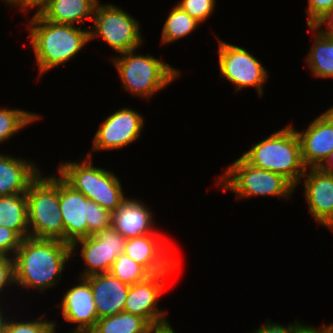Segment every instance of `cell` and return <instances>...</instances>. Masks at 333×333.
I'll return each instance as SVG.
<instances>
[{
	"label": "cell",
	"mask_w": 333,
	"mask_h": 333,
	"mask_svg": "<svg viewBox=\"0 0 333 333\" xmlns=\"http://www.w3.org/2000/svg\"><path fill=\"white\" fill-rule=\"evenodd\" d=\"M92 289L98 319L124 312L130 285L109 272L86 277Z\"/></svg>",
	"instance_id": "cell-19"
},
{
	"label": "cell",
	"mask_w": 333,
	"mask_h": 333,
	"mask_svg": "<svg viewBox=\"0 0 333 333\" xmlns=\"http://www.w3.org/2000/svg\"><path fill=\"white\" fill-rule=\"evenodd\" d=\"M137 50L116 54L111 62L119 74L122 89L149 101L158 91L179 80L177 78L181 72L162 59L149 54H138Z\"/></svg>",
	"instance_id": "cell-4"
},
{
	"label": "cell",
	"mask_w": 333,
	"mask_h": 333,
	"mask_svg": "<svg viewBox=\"0 0 333 333\" xmlns=\"http://www.w3.org/2000/svg\"><path fill=\"white\" fill-rule=\"evenodd\" d=\"M321 115L331 124L333 128V106L328 108L325 112L321 113Z\"/></svg>",
	"instance_id": "cell-40"
},
{
	"label": "cell",
	"mask_w": 333,
	"mask_h": 333,
	"mask_svg": "<svg viewBox=\"0 0 333 333\" xmlns=\"http://www.w3.org/2000/svg\"><path fill=\"white\" fill-rule=\"evenodd\" d=\"M304 186V197L313 220L333 232V172L319 167L306 169L300 184Z\"/></svg>",
	"instance_id": "cell-15"
},
{
	"label": "cell",
	"mask_w": 333,
	"mask_h": 333,
	"mask_svg": "<svg viewBox=\"0 0 333 333\" xmlns=\"http://www.w3.org/2000/svg\"><path fill=\"white\" fill-rule=\"evenodd\" d=\"M13 258L15 287L41 291L42 294L61 281L66 264L72 259L71 244L27 237L22 240Z\"/></svg>",
	"instance_id": "cell-1"
},
{
	"label": "cell",
	"mask_w": 333,
	"mask_h": 333,
	"mask_svg": "<svg viewBox=\"0 0 333 333\" xmlns=\"http://www.w3.org/2000/svg\"><path fill=\"white\" fill-rule=\"evenodd\" d=\"M92 140V151L87 157L93 158L94 151L120 150L137 141L145 126V118L137 110L122 107L110 113L99 123Z\"/></svg>",
	"instance_id": "cell-12"
},
{
	"label": "cell",
	"mask_w": 333,
	"mask_h": 333,
	"mask_svg": "<svg viewBox=\"0 0 333 333\" xmlns=\"http://www.w3.org/2000/svg\"><path fill=\"white\" fill-rule=\"evenodd\" d=\"M163 235V233L147 234L127 238L124 253L141 264L151 275L174 273L180 267V260L174 258L177 255L174 252L177 251L172 248V242L168 241L167 236Z\"/></svg>",
	"instance_id": "cell-13"
},
{
	"label": "cell",
	"mask_w": 333,
	"mask_h": 333,
	"mask_svg": "<svg viewBox=\"0 0 333 333\" xmlns=\"http://www.w3.org/2000/svg\"><path fill=\"white\" fill-rule=\"evenodd\" d=\"M46 313L37 319H18L11 314L8 320L7 333H53L57 329V322L45 319ZM14 317V318H13Z\"/></svg>",
	"instance_id": "cell-28"
},
{
	"label": "cell",
	"mask_w": 333,
	"mask_h": 333,
	"mask_svg": "<svg viewBox=\"0 0 333 333\" xmlns=\"http://www.w3.org/2000/svg\"><path fill=\"white\" fill-rule=\"evenodd\" d=\"M59 205L64 242L95 235L112 226V213L71 187L59 175Z\"/></svg>",
	"instance_id": "cell-8"
},
{
	"label": "cell",
	"mask_w": 333,
	"mask_h": 333,
	"mask_svg": "<svg viewBox=\"0 0 333 333\" xmlns=\"http://www.w3.org/2000/svg\"><path fill=\"white\" fill-rule=\"evenodd\" d=\"M300 322L299 318H296L293 323H288L287 325L280 324L279 322H273L266 319V322L261 324L257 329L250 333H296V330L303 324Z\"/></svg>",
	"instance_id": "cell-33"
},
{
	"label": "cell",
	"mask_w": 333,
	"mask_h": 333,
	"mask_svg": "<svg viewBox=\"0 0 333 333\" xmlns=\"http://www.w3.org/2000/svg\"><path fill=\"white\" fill-rule=\"evenodd\" d=\"M309 123L305 130H296L302 160L307 168L319 167L333 151V128L321 114Z\"/></svg>",
	"instance_id": "cell-18"
},
{
	"label": "cell",
	"mask_w": 333,
	"mask_h": 333,
	"mask_svg": "<svg viewBox=\"0 0 333 333\" xmlns=\"http://www.w3.org/2000/svg\"><path fill=\"white\" fill-rule=\"evenodd\" d=\"M241 157L254 167L283 175L295 187L307 169L300 139L292 124L255 143Z\"/></svg>",
	"instance_id": "cell-3"
},
{
	"label": "cell",
	"mask_w": 333,
	"mask_h": 333,
	"mask_svg": "<svg viewBox=\"0 0 333 333\" xmlns=\"http://www.w3.org/2000/svg\"><path fill=\"white\" fill-rule=\"evenodd\" d=\"M9 318L10 316L5 312L0 316V333H7Z\"/></svg>",
	"instance_id": "cell-39"
},
{
	"label": "cell",
	"mask_w": 333,
	"mask_h": 333,
	"mask_svg": "<svg viewBox=\"0 0 333 333\" xmlns=\"http://www.w3.org/2000/svg\"><path fill=\"white\" fill-rule=\"evenodd\" d=\"M140 20L113 3H97L89 30L90 41L101 39L115 51L123 53L142 46Z\"/></svg>",
	"instance_id": "cell-9"
},
{
	"label": "cell",
	"mask_w": 333,
	"mask_h": 333,
	"mask_svg": "<svg viewBox=\"0 0 333 333\" xmlns=\"http://www.w3.org/2000/svg\"><path fill=\"white\" fill-rule=\"evenodd\" d=\"M320 169L333 172V151L326 160L319 166Z\"/></svg>",
	"instance_id": "cell-38"
},
{
	"label": "cell",
	"mask_w": 333,
	"mask_h": 333,
	"mask_svg": "<svg viewBox=\"0 0 333 333\" xmlns=\"http://www.w3.org/2000/svg\"><path fill=\"white\" fill-rule=\"evenodd\" d=\"M22 240L16 231L0 226V256L14 257Z\"/></svg>",
	"instance_id": "cell-30"
},
{
	"label": "cell",
	"mask_w": 333,
	"mask_h": 333,
	"mask_svg": "<svg viewBox=\"0 0 333 333\" xmlns=\"http://www.w3.org/2000/svg\"><path fill=\"white\" fill-rule=\"evenodd\" d=\"M47 0H8L5 5H9L10 7H17V11L24 12V14H28L29 10L31 9H38L46 2ZM26 12V13H25Z\"/></svg>",
	"instance_id": "cell-34"
},
{
	"label": "cell",
	"mask_w": 333,
	"mask_h": 333,
	"mask_svg": "<svg viewBox=\"0 0 333 333\" xmlns=\"http://www.w3.org/2000/svg\"><path fill=\"white\" fill-rule=\"evenodd\" d=\"M152 326L142 317L121 312L98 319L89 333H149Z\"/></svg>",
	"instance_id": "cell-25"
},
{
	"label": "cell",
	"mask_w": 333,
	"mask_h": 333,
	"mask_svg": "<svg viewBox=\"0 0 333 333\" xmlns=\"http://www.w3.org/2000/svg\"><path fill=\"white\" fill-rule=\"evenodd\" d=\"M328 333H333V323L328 324Z\"/></svg>",
	"instance_id": "cell-41"
},
{
	"label": "cell",
	"mask_w": 333,
	"mask_h": 333,
	"mask_svg": "<svg viewBox=\"0 0 333 333\" xmlns=\"http://www.w3.org/2000/svg\"><path fill=\"white\" fill-rule=\"evenodd\" d=\"M170 274L172 273L154 274L142 282L130 285L124 312L144 318L152 327L168 323V312L161 309L158 303Z\"/></svg>",
	"instance_id": "cell-14"
},
{
	"label": "cell",
	"mask_w": 333,
	"mask_h": 333,
	"mask_svg": "<svg viewBox=\"0 0 333 333\" xmlns=\"http://www.w3.org/2000/svg\"><path fill=\"white\" fill-rule=\"evenodd\" d=\"M12 285H15L14 258L0 256V295Z\"/></svg>",
	"instance_id": "cell-32"
},
{
	"label": "cell",
	"mask_w": 333,
	"mask_h": 333,
	"mask_svg": "<svg viewBox=\"0 0 333 333\" xmlns=\"http://www.w3.org/2000/svg\"><path fill=\"white\" fill-rule=\"evenodd\" d=\"M126 238L113 227L89 237L80 238L71 244L72 260L78 247L84 269L79 277L108 273L116 258L124 253Z\"/></svg>",
	"instance_id": "cell-11"
},
{
	"label": "cell",
	"mask_w": 333,
	"mask_h": 333,
	"mask_svg": "<svg viewBox=\"0 0 333 333\" xmlns=\"http://www.w3.org/2000/svg\"><path fill=\"white\" fill-rule=\"evenodd\" d=\"M174 330L175 329H173L170 322H168V323L160 325V326L152 327L150 329L149 333H176Z\"/></svg>",
	"instance_id": "cell-37"
},
{
	"label": "cell",
	"mask_w": 333,
	"mask_h": 333,
	"mask_svg": "<svg viewBox=\"0 0 333 333\" xmlns=\"http://www.w3.org/2000/svg\"><path fill=\"white\" fill-rule=\"evenodd\" d=\"M307 26H315L333 7V0H307Z\"/></svg>",
	"instance_id": "cell-31"
},
{
	"label": "cell",
	"mask_w": 333,
	"mask_h": 333,
	"mask_svg": "<svg viewBox=\"0 0 333 333\" xmlns=\"http://www.w3.org/2000/svg\"><path fill=\"white\" fill-rule=\"evenodd\" d=\"M29 20L27 36L38 66V77L68 63L90 43L89 26L48 21L37 11Z\"/></svg>",
	"instance_id": "cell-2"
},
{
	"label": "cell",
	"mask_w": 333,
	"mask_h": 333,
	"mask_svg": "<svg viewBox=\"0 0 333 333\" xmlns=\"http://www.w3.org/2000/svg\"><path fill=\"white\" fill-rule=\"evenodd\" d=\"M93 163V158L87 156L79 161H64L56 172L89 200L114 213L127 197L122 181L115 172Z\"/></svg>",
	"instance_id": "cell-5"
},
{
	"label": "cell",
	"mask_w": 333,
	"mask_h": 333,
	"mask_svg": "<svg viewBox=\"0 0 333 333\" xmlns=\"http://www.w3.org/2000/svg\"><path fill=\"white\" fill-rule=\"evenodd\" d=\"M307 27L314 41L305 58L306 66L315 78L333 79V36L320 31L316 26Z\"/></svg>",
	"instance_id": "cell-22"
},
{
	"label": "cell",
	"mask_w": 333,
	"mask_h": 333,
	"mask_svg": "<svg viewBox=\"0 0 333 333\" xmlns=\"http://www.w3.org/2000/svg\"><path fill=\"white\" fill-rule=\"evenodd\" d=\"M39 119H41L39 113L20 108H1L0 106V144L7 142Z\"/></svg>",
	"instance_id": "cell-26"
},
{
	"label": "cell",
	"mask_w": 333,
	"mask_h": 333,
	"mask_svg": "<svg viewBox=\"0 0 333 333\" xmlns=\"http://www.w3.org/2000/svg\"><path fill=\"white\" fill-rule=\"evenodd\" d=\"M199 26L200 22L176 4L170 9L163 24L161 44H171L183 39L196 31Z\"/></svg>",
	"instance_id": "cell-24"
},
{
	"label": "cell",
	"mask_w": 333,
	"mask_h": 333,
	"mask_svg": "<svg viewBox=\"0 0 333 333\" xmlns=\"http://www.w3.org/2000/svg\"><path fill=\"white\" fill-rule=\"evenodd\" d=\"M0 226L16 231L23 239L29 237L25 193L0 196Z\"/></svg>",
	"instance_id": "cell-23"
},
{
	"label": "cell",
	"mask_w": 333,
	"mask_h": 333,
	"mask_svg": "<svg viewBox=\"0 0 333 333\" xmlns=\"http://www.w3.org/2000/svg\"><path fill=\"white\" fill-rule=\"evenodd\" d=\"M154 218L151 208L144 201L126 197L112 213V226L126 239L160 234L158 226L154 225Z\"/></svg>",
	"instance_id": "cell-17"
},
{
	"label": "cell",
	"mask_w": 333,
	"mask_h": 333,
	"mask_svg": "<svg viewBox=\"0 0 333 333\" xmlns=\"http://www.w3.org/2000/svg\"><path fill=\"white\" fill-rule=\"evenodd\" d=\"M217 40L220 77L233 84L234 93L253 87L262 98L264 84L269 79L265 66L247 48L227 43L219 37Z\"/></svg>",
	"instance_id": "cell-10"
},
{
	"label": "cell",
	"mask_w": 333,
	"mask_h": 333,
	"mask_svg": "<svg viewBox=\"0 0 333 333\" xmlns=\"http://www.w3.org/2000/svg\"><path fill=\"white\" fill-rule=\"evenodd\" d=\"M1 303V302H0ZM4 306H3V303H1L0 304V316L4 313V312H6L7 310H4V308H3Z\"/></svg>",
	"instance_id": "cell-42"
},
{
	"label": "cell",
	"mask_w": 333,
	"mask_h": 333,
	"mask_svg": "<svg viewBox=\"0 0 333 333\" xmlns=\"http://www.w3.org/2000/svg\"><path fill=\"white\" fill-rule=\"evenodd\" d=\"M77 281V285L65 291L60 303L54 307L60 306V314L66 323L74 324L70 332L89 333L98 320L97 310L89 281L79 276Z\"/></svg>",
	"instance_id": "cell-16"
},
{
	"label": "cell",
	"mask_w": 333,
	"mask_h": 333,
	"mask_svg": "<svg viewBox=\"0 0 333 333\" xmlns=\"http://www.w3.org/2000/svg\"><path fill=\"white\" fill-rule=\"evenodd\" d=\"M296 333H328V325H321V327H314L313 325L303 323Z\"/></svg>",
	"instance_id": "cell-36"
},
{
	"label": "cell",
	"mask_w": 333,
	"mask_h": 333,
	"mask_svg": "<svg viewBox=\"0 0 333 333\" xmlns=\"http://www.w3.org/2000/svg\"><path fill=\"white\" fill-rule=\"evenodd\" d=\"M29 237L64 241V225L59 205V174L41 173L27 192Z\"/></svg>",
	"instance_id": "cell-6"
},
{
	"label": "cell",
	"mask_w": 333,
	"mask_h": 333,
	"mask_svg": "<svg viewBox=\"0 0 333 333\" xmlns=\"http://www.w3.org/2000/svg\"><path fill=\"white\" fill-rule=\"evenodd\" d=\"M37 166L31 159L0 152V196L26 193L41 173Z\"/></svg>",
	"instance_id": "cell-20"
},
{
	"label": "cell",
	"mask_w": 333,
	"mask_h": 333,
	"mask_svg": "<svg viewBox=\"0 0 333 333\" xmlns=\"http://www.w3.org/2000/svg\"><path fill=\"white\" fill-rule=\"evenodd\" d=\"M98 2L99 0H47L37 12L45 20L82 27L86 20L92 22Z\"/></svg>",
	"instance_id": "cell-21"
},
{
	"label": "cell",
	"mask_w": 333,
	"mask_h": 333,
	"mask_svg": "<svg viewBox=\"0 0 333 333\" xmlns=\"http://www.w3.org/2000/svg\"><path fill=\"white\" fill-rule=\"evenodd\" d=\"M323 25L326 28H323ZM320 31L333 36V7L324 15V17L315 25Z\"/></svg>",
	"instance_id": "cell-35"
},
{
	"label": "cell",
	"mask_w": 333,
	"mask_h": 333,
	"mask_svg": "<svg viewBox=\"0 0 333 333\" xmlns=\"http://www.w3.org/2000/svg\"><path fill=\"white\" fill-rule=\"evenodd\" d=\"M217 181L221 190L235 193L238 200L259 196L292 200L296 189L283 175L254 167L241 156L226 167Z\"/></svg>",
	"instance_id": "cell-7"
},
{
	"label": "cell",
	"mask_w": 333,
	"mask_h": 333,
	"mask_svg": "<svg viewBox=\"0 0 333 333\" xmlns=\"http://www.w3.org/2000/svg\"><path fill=\"white\" fill-rule=\"evenodd\" d=\"M0 1H2L3 3H6L8 0H0Z\"/></svg>",
	"instance_id": "cell-43"
},
{
	"label": "cell",
	"mask_w": 333,
	"mask_h": 333,
	"mask_svg": "<svg viewBox=\"0 0 333 333\" xmlns=\"http://www.w3.org/2000/svg\"><path fill=\"white\" fill-rule=\"evenodd\" d=\"M109 273L128 285L142 282L151 276L141 264L136 263L125 253L116 258Z\"/></svg>",
	"instance_id": "cell-27"
},
{
	"label": "cell",
	"mask_w": 333,
	"mask_h": 333,
	"mask_svg": "<svg viewBox=\"0 0 333 333\" xmlns=\"http://www.w3.org/2000/svg\"><path fill=\"white\" fill-rule=\"evenodd\" d=\"M177 5L202 24L213 15L216 0H179Z\"/></svg>",
	"instance_id": "cell-29"
}]
</instances>
